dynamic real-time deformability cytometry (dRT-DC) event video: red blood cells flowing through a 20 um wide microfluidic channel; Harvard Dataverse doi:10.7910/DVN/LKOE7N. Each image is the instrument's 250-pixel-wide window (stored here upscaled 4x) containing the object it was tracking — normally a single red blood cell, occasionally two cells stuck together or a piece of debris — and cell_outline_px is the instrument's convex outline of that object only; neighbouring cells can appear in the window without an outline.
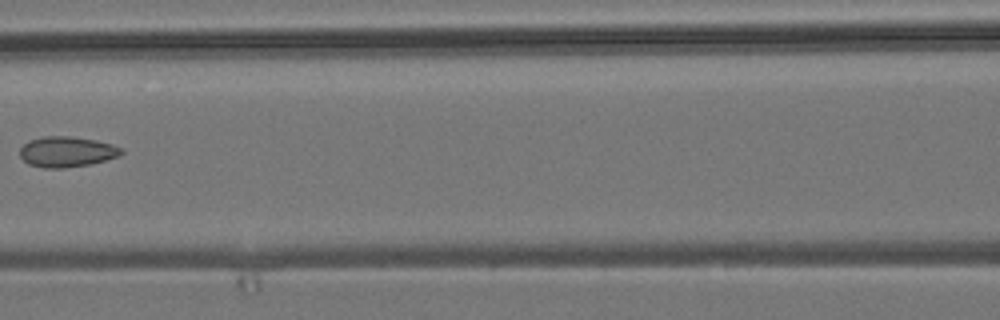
{"species": "common noctule bat (a hibernating species)", "species_latin": "Nyctalus noctula", "temperature_condition": "room temperature", "stored_images_in_passage": 7, "camera_frame_rate_fps": 3000, "um_per_image_px": 0.085, "animal": {"sex": "male", "body_mass_g": 19.2, "forearm_length_mm": 51.8}, "frame": {"image": 1, "passage_image": 6, "time_ms": 6.667, "image_size_px": [1000, 320], "cell_outline_px": [[124, 152], [120, 156], [92, 164], [64, 168], [44, 168], [28, 164], [20, 156], [20, 148], [28, 140], [44, 136], [72, 136], [96, 140], [112, 144], [120, 148]], "centroid_in_image_um": [5.68, 12.9], "position_along_channel_um": 160.9, "area_um2": 18.21}}
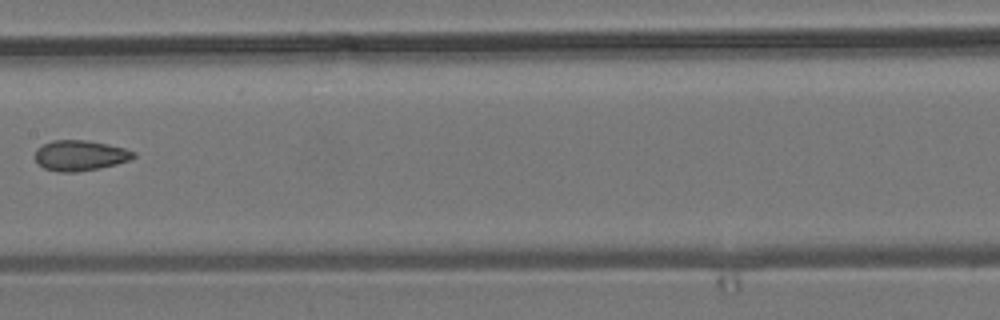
{"frame": {"image": 2, "passage_image": 7, "time_ms": 7.667, "image_size_px": [1000, 320], "cell_outline_px": [[136, 156], [132, 160], [100, 168], [76, 172], [56, 172], [44, 168], [36, 160], [36, 148], [52, 140], [84, 140], [124, 148], [136, 152]], "centroid_in_image_um": [6.82, 13.22], "position_along_channel_um": 200.6, "area_um2": 17.4}}